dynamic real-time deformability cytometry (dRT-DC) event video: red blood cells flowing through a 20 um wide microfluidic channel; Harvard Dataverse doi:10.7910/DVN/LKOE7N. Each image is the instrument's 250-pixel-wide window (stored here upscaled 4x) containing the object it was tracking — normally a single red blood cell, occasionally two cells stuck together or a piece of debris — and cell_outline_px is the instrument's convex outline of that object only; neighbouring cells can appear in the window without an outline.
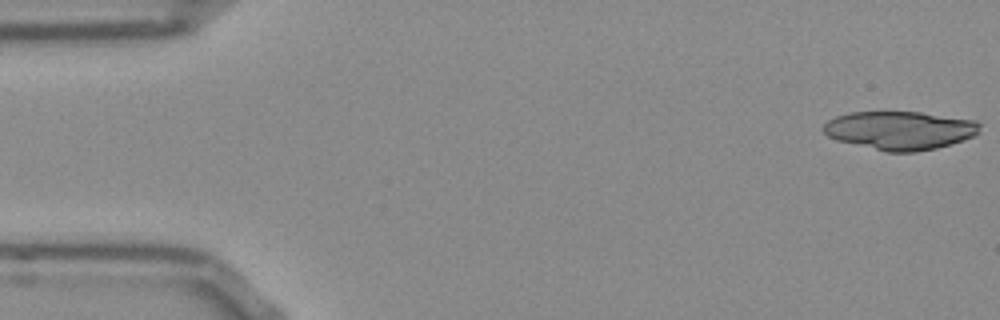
{"species": "Egyptian fruit bat (a non-hibernating species)", "species_latin": "Rousettus aegyptiacus", "temperature_condition": "room temperature", "stored_images_in_passage": 53, "camera_frame_rate_fps": 3000, "um_per_image_px": 0.085, "frame": {"image": 1, "passage_image": 1, "time_ms": 0.0, "image_size_px": [1000, 320], "cell_outline_px": [[980, 132], [976, 136], [936, 148], [916, 152], [884, 152], [836, 140], [828, 136], [820, 128], [828, 120], [836, 116], [848, 112], [920, 112], [976, 120], [980, 124]], "centroid_in_image_um": [76.48, 11.08], "position_along_channel_um": 8.5, "area_um2": 35.37}}
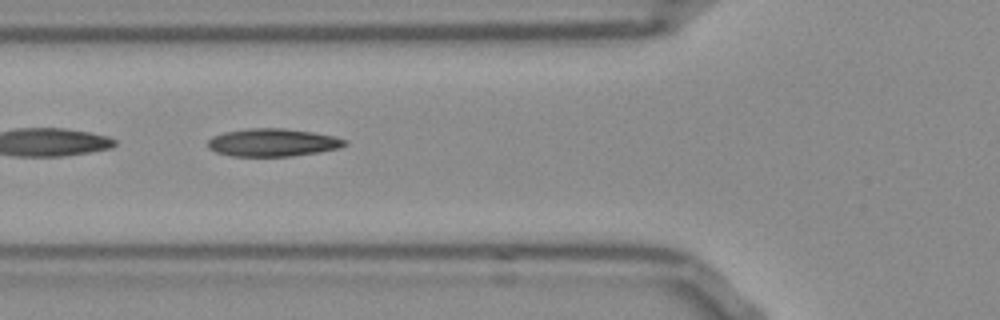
{"frame": {"image": 2, "passage_image": 19, "time_ms": 6.0, "image_size_px": [1000, 320], "cell_outline_px": [[348, 144], [340, 148], [320, 152], [292, 156], [232, 156], [216, 152], [208, 148], [208, 140], [212, 136], [224, 132], [248, 128], [284, 128], [312, 132], [332, 136], [348, 140]], "centroid_in_image_um": [23.19, 12.11], "position_along_channel_um": 102.6, "area_um2": 22.31}}
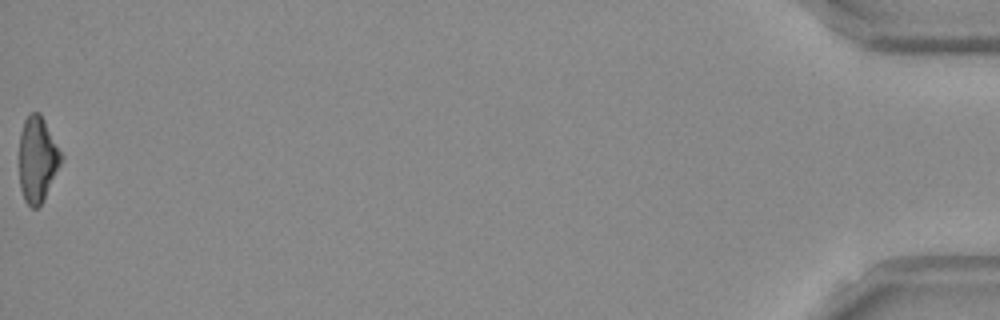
{"frame": {"image": 3, "passage_image": 53, "time_ms": 17.333, "image_size_px": [1000, 320], "cell_outline_px": [[64, 156], [44, 200], [36, 208], [32, 208], [24, 200], [20, 188], [20, 132], [24, 120], [32, 112], [40, 112]], "centroid_in_image_um": [3.19, 13.54], "position_along_channel_um": 432.0, "area_um2": 20.87}, "authors_computed_cell_mechanics": {"area_um2": 22.0796, "velocity_mm_per_s": 3.8355, "shape_relaxation_time_tau1_ms": null, "shape_relaxation_time_tau2_ms": 4.5593, "deformation_change_tau1": null, "deformation_change_tau2": 0.1322}}